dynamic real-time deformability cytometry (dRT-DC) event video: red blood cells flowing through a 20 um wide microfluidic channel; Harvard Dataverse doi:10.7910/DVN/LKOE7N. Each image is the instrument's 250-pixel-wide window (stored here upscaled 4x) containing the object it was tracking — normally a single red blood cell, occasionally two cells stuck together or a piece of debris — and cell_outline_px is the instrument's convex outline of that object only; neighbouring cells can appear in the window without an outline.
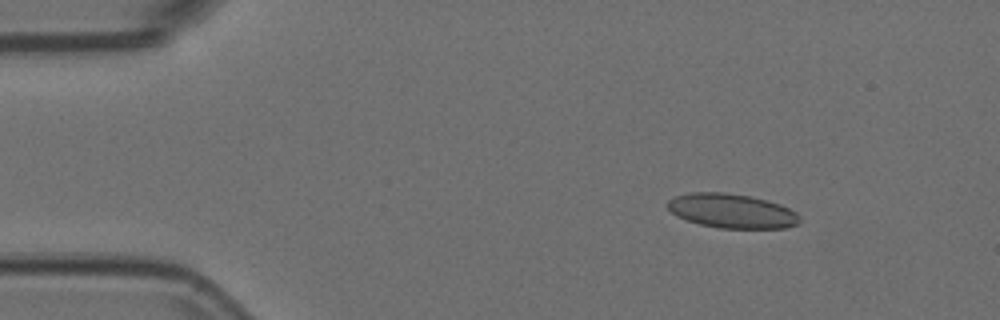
{"species": "Egyptian fruit bat (a non-hibernating species)", "species_latin": "Rousettus aegyptiacus", "temperature_condition": "room temperature", "stored_images_in_passage": 5, "camera_frame_rate_fps": 3000, "um_per_image_px": 0.085, "animal": {"sex": "female"}, "frame": {"image": 1, "passage_image": 2, "time_ms": 0.333, "image_size_px": [1000, 320], "cell_outline_px": [[800, 224], [784, 228], [720, 228], [700, 224], [676, 216], [668, 208], [668, 200], [676, 196], [688, 192], [724, 192], [748, 196], [768, 200], [780, 204], [796, 212], [800, 216]], "centroid_in_image_um": [62.22, 17.93], "position_along_channel_um": 22.8, "area_um2": 26.41}}
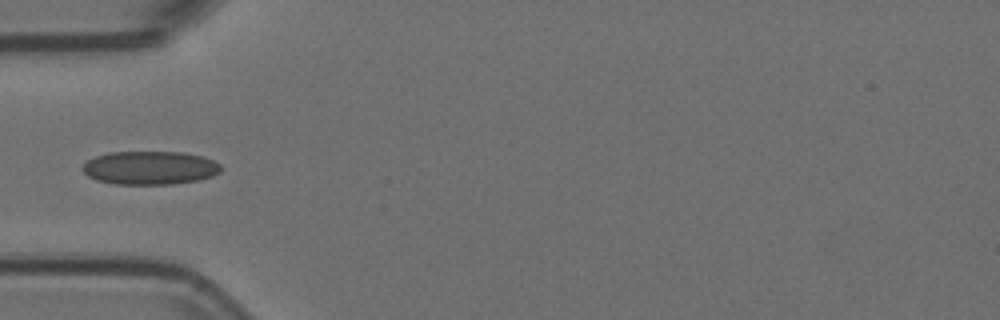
{"frame": {"image": 2, "passage_image": 5, "time_ms": 1.333, "image_size_px": [1000, 320], "cell_outline_px": [[220, 172], [212, 176], [196, 180], [172, 184], [112, 184], [96, 180], [88, 176], [80, 168], [88, 160], [96, 156], [108, 152], [184, 152], [204, 156], [220, 164]], "centroid_in_image_um": [12.72, 14.26], "position_along_channel_um": 72.3, "area_um2": 27.05}}